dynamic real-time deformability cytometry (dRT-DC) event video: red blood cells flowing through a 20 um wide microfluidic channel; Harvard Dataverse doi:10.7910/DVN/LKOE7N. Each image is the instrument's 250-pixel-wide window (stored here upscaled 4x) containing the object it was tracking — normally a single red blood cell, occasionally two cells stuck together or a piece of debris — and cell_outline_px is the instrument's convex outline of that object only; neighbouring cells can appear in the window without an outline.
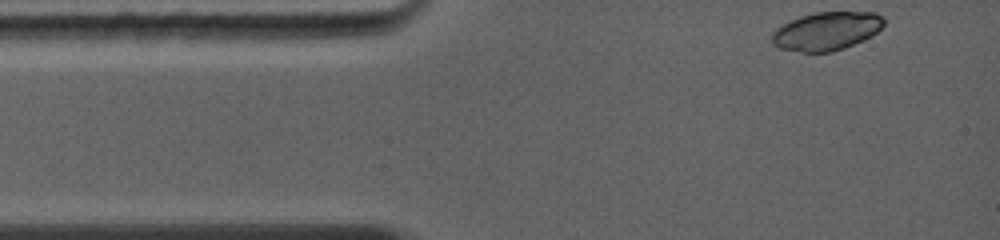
{"species": "common noctule bat (a hibernating species)", "species_latin": "Nyctalus noctula", "temperature_condition": "warm", "stored_images_in_passage": 38, "camera_frame_rate_fps": 5000, "um_per_image_px": 0.085, "animal": {"sex": "female", "body_mass_g": 19.0, "forearm_length_mm": 56.7}, "frame": {"image": 1, "passage_image": 1, "time_ms": 0.0, "image_size_px": [1000, 240], "cell_outline_px": [[884, 24], [876, 32], [864, 40], [844, 48], [832, 52], [804, 52], [780, 48], [772, 44], [772, 32], [776, 28], [800, 16], [816, 12], [876, 12], [884, 16]], "centroid_in_image_um": [70.27, 2.64], "position_along_channel_um": 14.7, "area_um2": 24.97}}
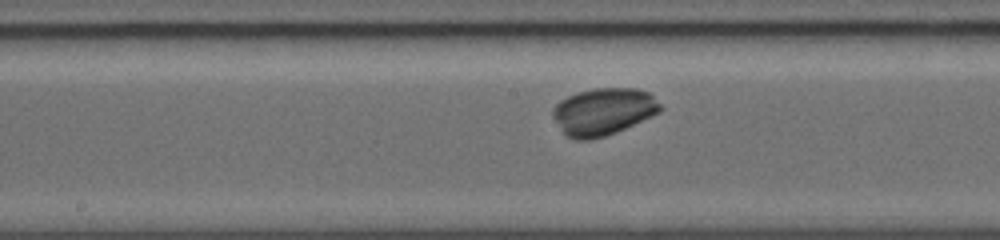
{"frame": {"image": 2, "passage_image": 21, "time_ms": 5.4, "image_size_px": [1000, 240], "cell_outline_px": [[664, 108], [660, 112], [652, 116], [616, 132], [604, 136], [588, 140], [576, 140], [568, 136], [564, 132], [552, 116], [552, 108], [560, 100], [576, 92], [592, 88], [636, 88], [648, 92]], "centroid_in_image_um": [51.28, 9.47], "position_along_channel_um": 196.9, "area_um2": 29.48}}
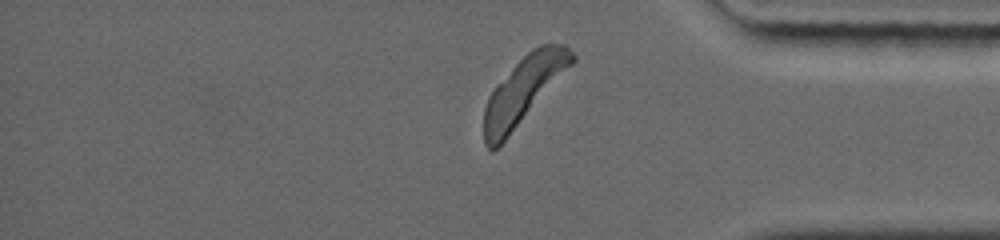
{"frame": {"image": 3, "passage_image": 38, "time_ms": 10.2, "image_size_px": [1000, 240], "cell_outline_px": [[576, 60], [504, 140], [492, 152], [484, 144], [484, 108], [488, 96], [496, 84], [532, 48], [540, 44], [564, 44], [576, 56]], "centroid_in_image_um": [44.48, 7.64], "position_along_channel_um": 390.7, "area_um2": 33.29}, "authors_computed_cell_mechanics": {"area_um2": 29.6803, "velocity_mm_per_s": 4.3045, "shape_relaxation_time_tau1_ms": 4.2738, "shape_relaxation_time_tau2_ms": null, "deformation_change_tau1": 0.3535, "deformation_change_tau2": null}}